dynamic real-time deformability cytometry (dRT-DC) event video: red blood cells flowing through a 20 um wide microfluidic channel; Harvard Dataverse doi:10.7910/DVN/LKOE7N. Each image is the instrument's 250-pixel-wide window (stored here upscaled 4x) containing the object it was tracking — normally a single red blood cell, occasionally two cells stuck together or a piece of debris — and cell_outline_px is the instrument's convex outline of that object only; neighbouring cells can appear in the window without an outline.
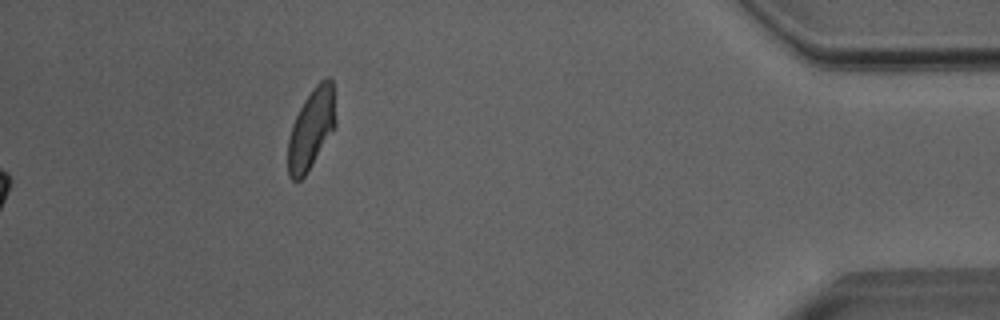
{"species": "Egyptian fruit bat (a non-hibernating species)", "species_latin": "Rousettus aegyptiacus", "temperature_condition": "room temperature", "stored_images_in_passage": 52, "camera_frame_rate_fps": 3000, "um_per_image_px": 0.085, "animal": {"sex": "male"}, "frame": {"image": 1, "passage_image": 52, "time_ms": 17.0, "image_size_px": [1000, 320], "cell_outline_px": [[336, 124], [304, 176], [300, 180], [292, 180], [288, 176], [288, 140], [292, 124], [304, 100], [312, 88], [320, 80], [328, 76], [332, 80], [336, 120]], "centroid_in_image_um": [26.45, 10.91], "position_along_channel_um": 408.8, "area_um2": 21.91}, "authors_computed_cell_mechanics": {"area_um2": 19.4208, "velocity_mm_per_s": 4.0533, "shape_relaxation_time_tau1_ms": null, "shape_relaxation_time_tau2_ms": 2.4633, "deformation_change_tau1": null, "deformation_change_tau2": 0.0946}}